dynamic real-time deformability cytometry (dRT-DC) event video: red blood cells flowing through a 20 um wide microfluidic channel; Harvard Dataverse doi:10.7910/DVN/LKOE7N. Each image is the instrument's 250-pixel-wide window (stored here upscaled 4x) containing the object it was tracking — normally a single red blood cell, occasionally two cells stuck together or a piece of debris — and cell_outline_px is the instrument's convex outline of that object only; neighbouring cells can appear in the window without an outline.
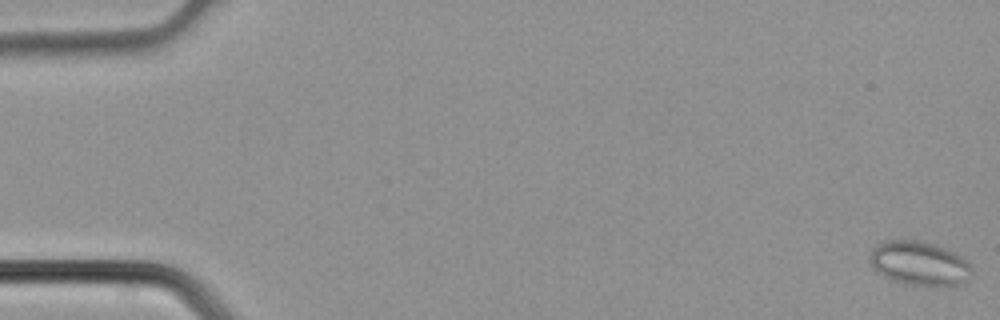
{"species": "common noctule bat (a hibernating species)", "species_latin": "Nyctalus noctula", "temperature_condition": "cold", "stored_images_in_passage": 4, "camera_frame_rate_fps": 3000, "um_per_image_px": 0.085, "animal": {"sex": "male", "body_mass_g": 21.5, "forearm_length_mm": 52.0}, "frame": {"image": 1, "passage_image": 1, "time_ms": 0.0, "image_size_px": [1000, 320], "cell_outline_px": [[972, 276], [964, 284], [948, 288], [912, 284], [892, 280], [876, 272], [868, 256], [872, 248], [884, 240], [916, 240], [932, 244], [944, 248], [968, 260], [972, 268]], "centroid_in_image_um": [78.19, 22.42], "position_along_channel_um": 6.8, "area_um2": 26.65}}